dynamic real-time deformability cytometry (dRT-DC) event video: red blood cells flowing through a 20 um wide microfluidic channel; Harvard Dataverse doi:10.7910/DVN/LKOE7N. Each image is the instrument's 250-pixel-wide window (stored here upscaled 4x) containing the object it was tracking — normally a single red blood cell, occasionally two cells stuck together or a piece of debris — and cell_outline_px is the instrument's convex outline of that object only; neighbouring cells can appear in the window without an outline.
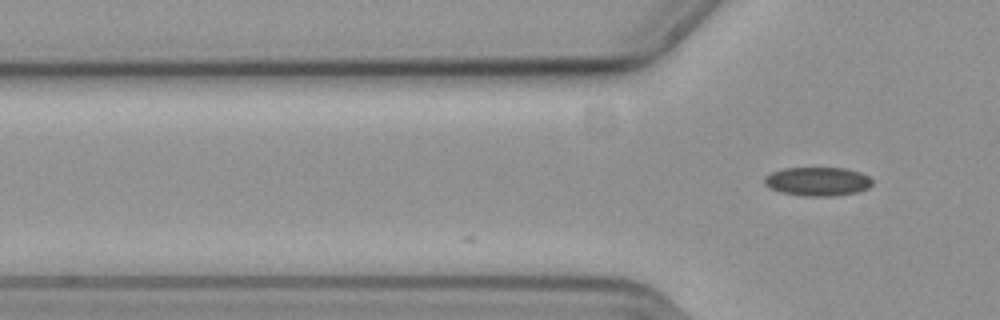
{"species": "common noctule bat (a hibernating species)", "species_latin": "Nyctalus noctula", "temperature_condition": "cold", "stored_images_in_passage": 3, "camera_frame_rate_fps": 3000, "um_per_image_px": 0.085, "animal": {"sex": "female", "body_mass_g": 19.3, "forearm_length_mm": 54.1}, "frame": {"image": 1, "passage_image": 3, "time_ms": 0.667, "image_size_px": [1000, 320], "cell_outline_px": [[872, 184], [868, 188], [860, 192], [832, 196], [804, 196], [780, 192], [764, 184], [764, 176], [772, 172], [784, 168], [844, 168], [860, 172], [868, 176], [872, 180]], "centroid_in_image_um": [69.51, 15.43], "position_along_channel_um": 56.3, "area_um2": 18.15}}